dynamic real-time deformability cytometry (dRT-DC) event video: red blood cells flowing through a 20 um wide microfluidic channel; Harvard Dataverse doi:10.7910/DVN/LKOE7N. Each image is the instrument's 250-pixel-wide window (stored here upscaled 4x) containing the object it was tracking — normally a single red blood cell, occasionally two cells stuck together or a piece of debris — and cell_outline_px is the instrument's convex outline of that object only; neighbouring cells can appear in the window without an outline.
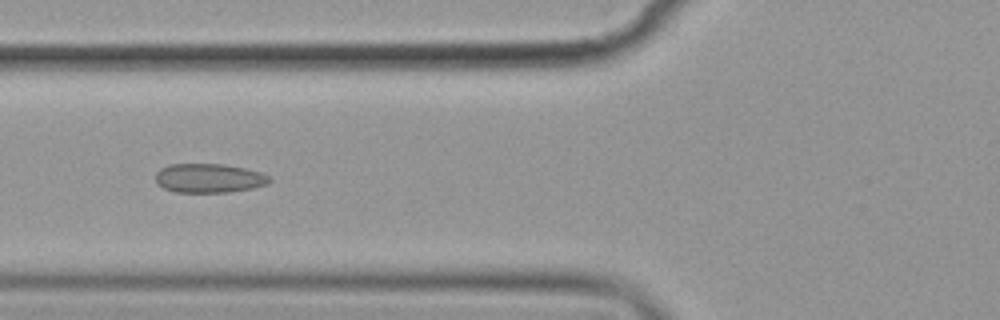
{"species": "common noctule bat (a hibernating species)", "species_latin": "Nyctalus noctula", "temperature_condition": "cold", "stored_images_in_passage": 9, "camera_frame_rate_fps": 3000, "um_per_image_px": 0.085, "animal": {"sex": "female", "body_mass_g": 19.9}, "frame": {"image": 1, "passage_image": 4, "time_ms": 3.667, "image_size_px": [1000, 320], "cell_outline_px": [[272, 180], [268, 184], [252, 188], [228, 192], [176, 192], [164, 188], [156, 184], [156, 172], [160, 168], [168, 164], [224, 164], [244, 168], [260, 172], [268, 176]], "centroid_in_image_um": [17.74, 15.14], "position_along_channel_um": 108.1, "area_um2": 19.36}}
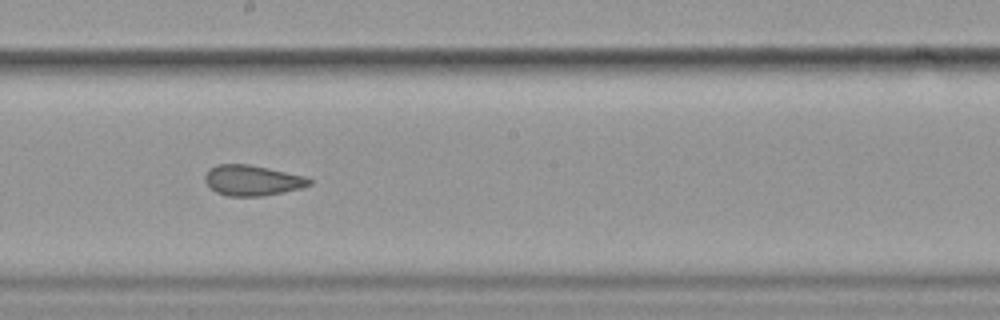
{"frame": {"image": 2, "passage_image": 7, "time_ms": 7.0, "image_size_px": [1000, 320], "cell_outline_px": [[312, 184], [300, 188], [284, 192], [260, 196], [228, 196], [216, 192], [204, 180], [204, 176], [208, 168], [216, 164], [248, 164], [268, 168], [304, 176], [312, 180]], "centroid_in_image_um": [21.42, 15.32], "position_along_channel_um": 226.8, "area_um2": 18.5}}
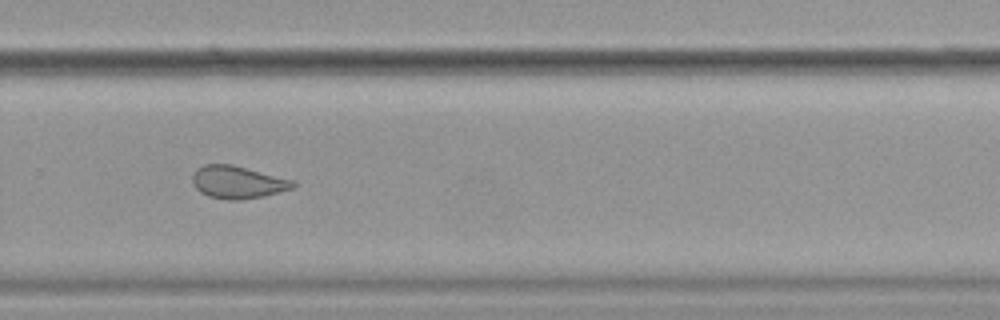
{"frame": {"image": 3, "passage_image": 9, "time_ms": 9.333, "image_size_px": [1000, 320], "cell_outline_px": [[296, 188], [264, 196], [240, 200], [224, 200], [208, 196], [200, 192], [192, 184], [192, 176], [196, 168], [204, 164], [232, 164], [296, 180]], "centroid_in_image_um": [20.23, 15.49], "position_along_channel_um": 309.6, "area_um2": 19.54}}